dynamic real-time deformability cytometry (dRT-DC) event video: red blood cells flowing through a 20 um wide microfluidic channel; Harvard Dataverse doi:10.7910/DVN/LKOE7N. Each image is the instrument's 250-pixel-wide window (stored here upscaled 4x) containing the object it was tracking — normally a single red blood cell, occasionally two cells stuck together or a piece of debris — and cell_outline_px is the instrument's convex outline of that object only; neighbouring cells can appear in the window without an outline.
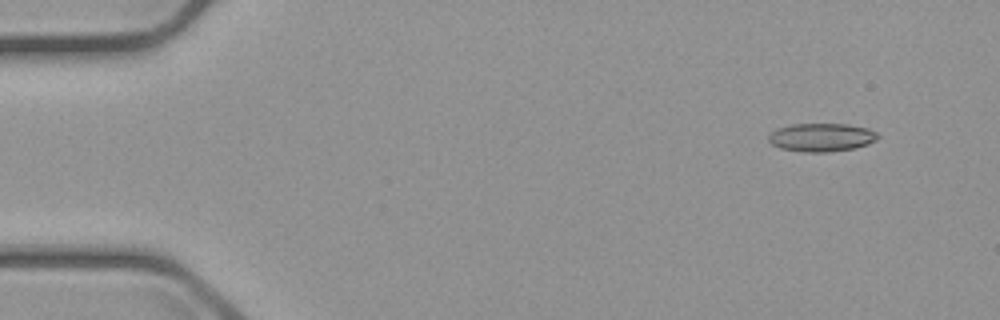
{"species": "common noctule bat (a hibernating species)", "species_latin": "Nyctalus noctula", "temperature_condition": "cold", "stored_images_in_passage": 4, "camera_frame_rate_fps": 3000, "um_per_image_px": 0.085, "animal": {"sex": "male", "body_mass_g": 23.1, "forearm_length_mm": 52.7}, "frame": {"image": 1, "passage_image": 1, "time_ms": 0.0, "image_size_px": [1000, 320], "cell_outline_px": [[880, 136], [876, 140], [868, 144], [852, 148], [828, 152], [800, 152], [780, 148], [772, 144], [768, 140], [768, 136], [776, 128], [792, 124], [848, 124], [868, 128], [876, 132]], "centroid_in_image_um": [69.81, 11.67], "position_along_channel_um": 15.2, "area_um2": 18.09}}
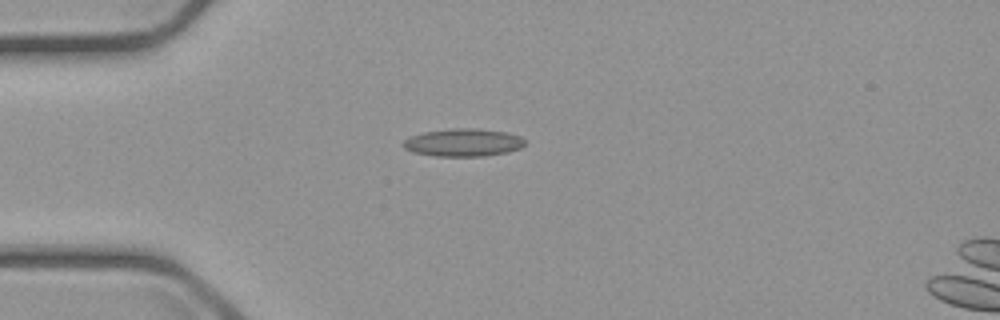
{"frame": {"image": 2, "passage_image": 3, "time_ms": 3.333, "image_size_px": [1000, 320], "cell_outline_px": [[524, 144], [520, 148], [508, 152], [484, 156], [436, 156], [412, 152], [404, 148], [404, 140], [412, 136], [424, 132], [452, 128], [476, 128], [508, 132], [520, 136], [524, 140]], "centroid_in_image_um": [39.4, 12.11], "position_along_channel_um": 45.6, "area_um2": 19.65}}